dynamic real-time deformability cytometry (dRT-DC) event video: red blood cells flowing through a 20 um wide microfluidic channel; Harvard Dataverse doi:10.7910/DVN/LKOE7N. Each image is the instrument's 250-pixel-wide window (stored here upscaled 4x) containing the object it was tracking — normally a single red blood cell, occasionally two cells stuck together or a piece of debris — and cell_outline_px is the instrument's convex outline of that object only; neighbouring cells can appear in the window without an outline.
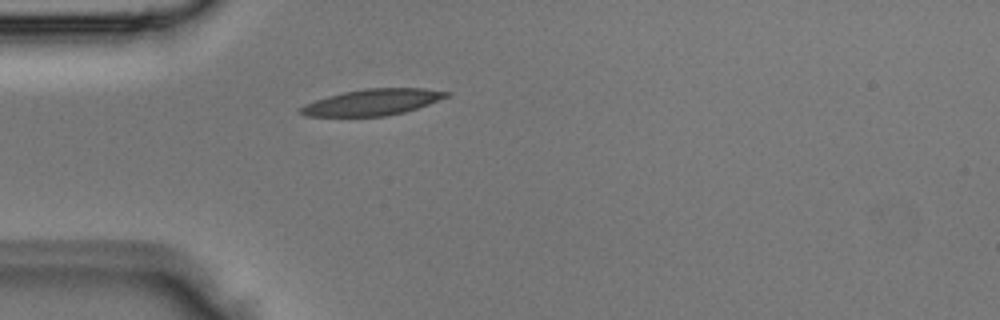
{"species": "Egyptian fruit bat (a non-hibernating species)", "species_latin": "Rousettus aegyptiacus", "temperature_condition": "room temperature", "stored_images_in_passage": 1, "camera_frame_rate_fps": 3000, "um_per_image_px": 0.085, "animal": {"sex": "male"}, "frame": {"image": 1, "passage_image": 1, "time_ms": 0.0, "image_size_px": [1000, 320], "cell_outline_px": [[452, 92], [448, 96], [428, 104], [404, 112], [384, 116], [304, 116], [300, 112], [300, 108], [304, 104], [328, 96], [344, 92], [364, 88], [424, 88]], "centroid_in_image_um": [31.66, 8.68], "position_along_channel_um": 53.3, "area_um2": 22.08}}